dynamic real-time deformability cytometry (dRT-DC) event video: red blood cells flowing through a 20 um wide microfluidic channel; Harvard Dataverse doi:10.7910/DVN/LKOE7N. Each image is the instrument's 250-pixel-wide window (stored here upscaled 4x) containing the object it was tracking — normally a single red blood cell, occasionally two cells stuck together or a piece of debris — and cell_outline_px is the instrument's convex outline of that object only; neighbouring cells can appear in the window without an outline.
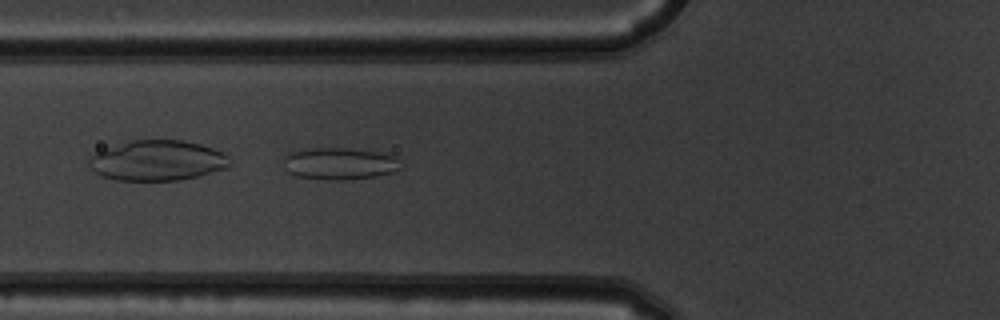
{"species": "common noctule bat (a hibernating species)", "species_latin": "Nyctalus noctula", "temperature_condition": "warm", "stored_images_in_passage": 6, "camera_frame_rate_fps": 3000, "um_per_image_px": 0.085, "animal": {"sex": "male", "body_mass_g": 19.5, "forearm_length_mm": 54.6}, "frame": {"image": 1, "passage_image": 6, "time_ms": 1.667, "image_size_px": [1000, 320], "cell_outline_px": [[400, 168], [392, 172], [376, 176], [348, 180], [328, 180], [296, 176], [288, 172], [284, 160], [284, 156], [288, 152], [308, 148], [344, 148], [388, 152], [396, 156]], "centroid_in_image_um": [28.87, 13.89], "position_along_channel_um": 96.9, "area_um2": 22.08}}